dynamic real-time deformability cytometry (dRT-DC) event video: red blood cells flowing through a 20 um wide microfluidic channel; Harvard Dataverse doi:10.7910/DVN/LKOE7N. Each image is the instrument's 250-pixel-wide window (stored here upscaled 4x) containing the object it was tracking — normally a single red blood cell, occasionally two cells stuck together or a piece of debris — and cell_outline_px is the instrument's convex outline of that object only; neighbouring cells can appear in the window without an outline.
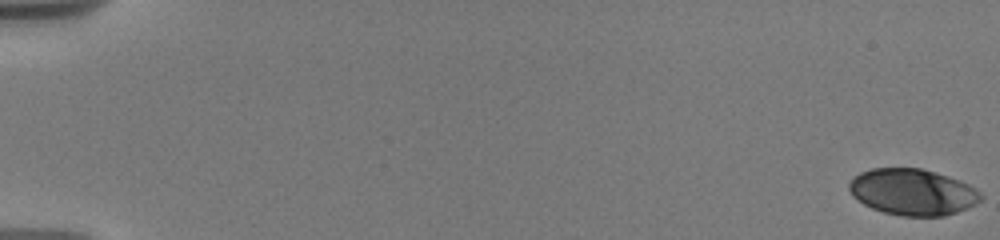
{"species": "human", "species_latin": "Homo sapiens", "temperature_condition": "warm", "stored_images_in_passage": 33, "camera_frame_rate_fps": 3000, "um_per_image_px": 0.085, "donor": {"sex": "male"}, "frame": {"image": 1, "passage_image": 1, "time_ms": 0.0, "image_size_px": [1000, 240], "cell_outline_px": [[984, 196], [976, 204], [968, 208], [944, 216], [900, 216], [884, 212], [872, 208], [864, 204], [852, 196], [848, 188], [848, 184], [860, 172], [872, 168], [920, 168], [936, 172], [960, 180], [976, 188]], "centroid_in_image_um": [77.59, 16.32], "position_along_channel_um": 7.4, "area_um2": 35.66}}
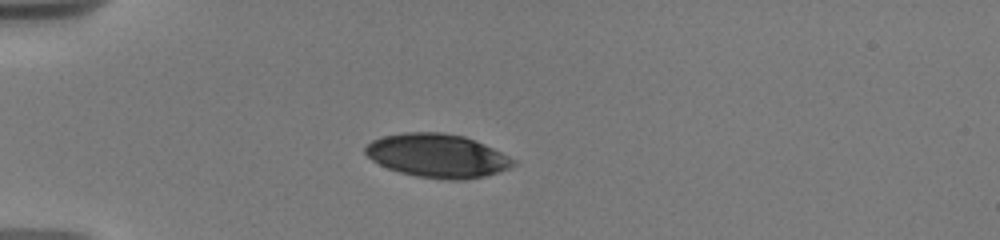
{"frame": {"image": 2, "passage_image": 22, "time_ms": 5.333, "image_size_px": [1000, 240], "cell_outline_px": [[516, 164], [508, 168], [484, 176], [464, 180], [444, 180], [416, 176], [400, 172], [388, 168], [372, 160], [364, 152], [364, 148], [372, 140], [384, 136], [408, 132], [444, 132], [464, 136], [484, 144], [516, 160]], "centroid_in_image_um": [37.17, 13.24], "position_along_channel_um": 47.8, "area_um2": 37.4}}
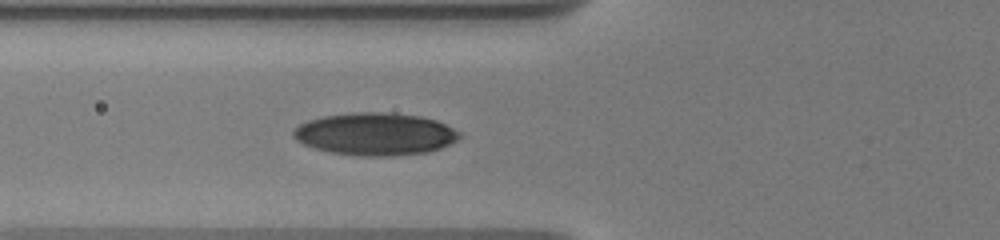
{"frame": {"image": 3, "passage_image": 32, "time_ms": 7.333, "image_size_px": [1000, 240], "cell_outline_px": [[464, 132], [456, 140], [440, 148], [428, 152], [392, 156], [364, 156], [328, 152], [312, 148], [296, 140], [292, 136], [292, 128], [308, 120], [324, 116], [352, 112], [392, 112], [420, 116], [436, 120]], "centroid_in_image_um": [31.88, 11.38], "position_along_channel_um": 93.9, "area_um2": 41.56}}